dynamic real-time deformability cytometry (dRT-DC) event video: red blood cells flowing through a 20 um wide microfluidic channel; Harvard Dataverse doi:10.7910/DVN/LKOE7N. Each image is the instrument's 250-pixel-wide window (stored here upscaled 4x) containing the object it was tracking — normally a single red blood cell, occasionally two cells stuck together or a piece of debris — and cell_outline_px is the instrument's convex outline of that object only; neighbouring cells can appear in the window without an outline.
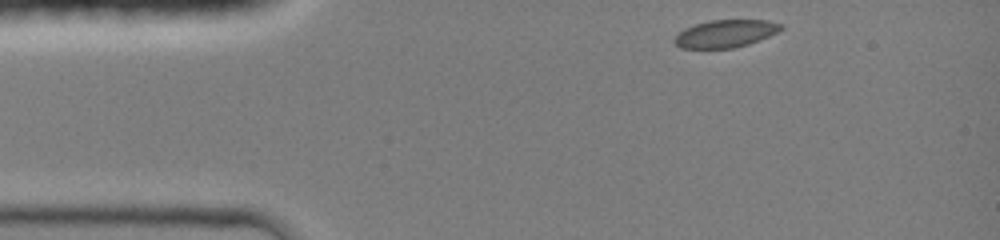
{"species": "common noctule bat (a hibernating species)", "species_latin": "Nyctalus noctula", "temperature_condition": "room temperature", "stored_images_in_passage": 10, "camera_frame_rate_fps": 3000, "um_per_image_px": 0.085, "animal": {"sex": "female", "body_mass_g": 19.0, "forearm_length_mm": 51.5}, "frame": {"image": 1, "passage_image": 1, "time_ms": 0.0, "image_size_px": [1000, 240], "cell_outline_px": [[784, 28], [768, 36], [748, 44], [732, 48], [680, 48], [672, 40], [684, 28], [708, 20], [768, 20], [784, 24]], "centroid_in_image_um": [61.67, 2.85], "position_along_channel_um": 23.3, "area_um2": 17.05}}
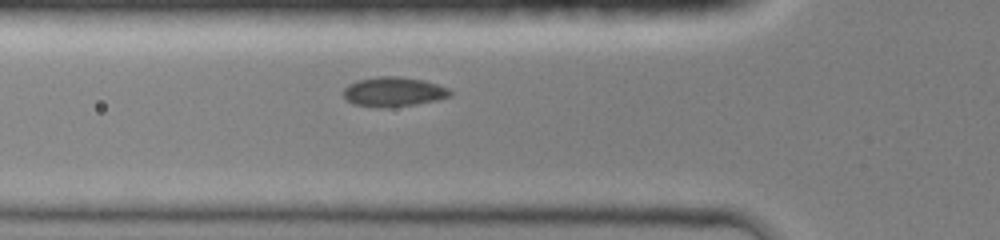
{"frame": {"image": 2, "passage_image": 7, "time_ms": 3.0, "image_size_px": [1000, 240], "cell_outline_px": [[452, 96], [436, 100], [416, 104], [384, 108], [380, 108], [352, 104], [344, 96], [344, 88], [348, 84], [356, 80], [380, 76], [400, 76], [424, 80], [448, 88], [452, 92]], "centroid_in_image_um": [33.44, 7.8], "position_along_channel_um": 92.4, "area_um2": 18.5}}
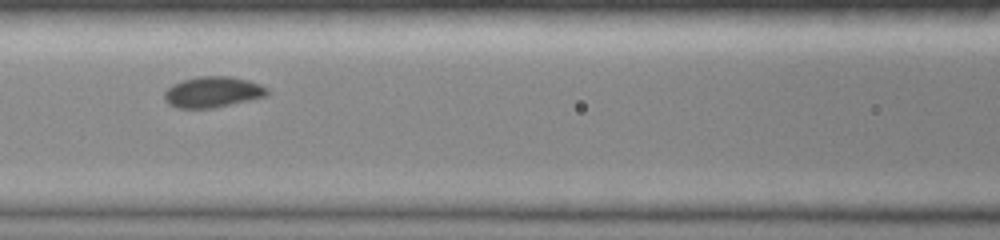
{"frame": {"image": 3, "passage_image": 9, "time_ms": 4.333, "image_size_px": [1000, 240], "cell_outline_px": [[268, 96], [212, 108], [176, 108], [168, 104], [164, 100], [164, 92], [172, 84], [184, 80], [200, 76], [232, 76], [248, 80], [260, 84], [268, 88]], "centroid_in_image_um": [18.08, 7.82], "position_along_channel_um": 148.5, "area_um2": 18.55}}